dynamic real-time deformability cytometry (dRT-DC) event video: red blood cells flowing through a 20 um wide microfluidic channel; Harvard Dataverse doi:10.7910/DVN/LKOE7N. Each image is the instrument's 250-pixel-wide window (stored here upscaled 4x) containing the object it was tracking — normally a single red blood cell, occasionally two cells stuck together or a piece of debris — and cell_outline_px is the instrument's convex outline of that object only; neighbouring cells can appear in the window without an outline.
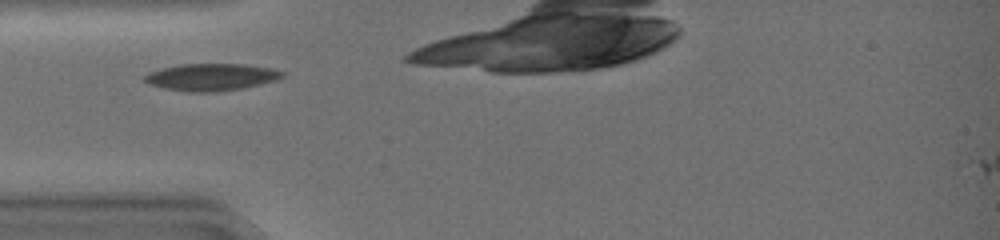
{"species": "common noctule bat (a hibernating species)", "species_latin": "Nyctalus noctula", "temperature_condition": "warm", "stored_images_in_passage": 7, "camera_frame_rate_fps": 3000, "um_per_image_px": 0.085, "animal": {"sex": "female", "body_mass_g": 19.0, "forearm_length_mm": 51.5}, "frame": {"image": 1, "passage_image": 2, "time_ms": 0.333, "image_size_px": [1000, 240], "cell_outline_px": [[284, 76], [276, 80], [260, 84], [220, 92], [188, 92], [164, 88], [152, 84], [144, 80], [144, 76], [152, 72], [164, 68], [184, 64], [240, 64], [268, 68], [284, 72]], "centroid_in_image_um": [17.98, 6.56], "position_along_channel_um": 67.0, "area_um2": 21.27}}